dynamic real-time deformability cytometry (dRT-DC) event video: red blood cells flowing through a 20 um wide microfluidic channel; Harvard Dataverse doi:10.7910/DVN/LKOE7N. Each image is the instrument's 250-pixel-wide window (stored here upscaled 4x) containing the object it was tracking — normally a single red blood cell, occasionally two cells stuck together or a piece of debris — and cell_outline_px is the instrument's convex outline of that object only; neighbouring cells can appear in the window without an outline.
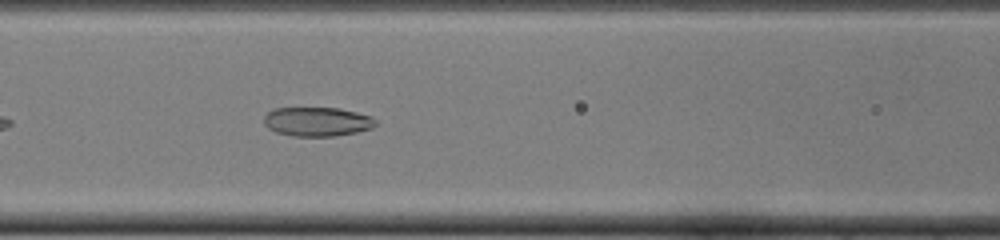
{"species": "common noctule bat (a hibernating species)", "species_latin": "Nyctalus noctula", "temperature_condition": "cold", "stored_images_in_passage": 33, "camera_frame_rate_fps": 3000, "um_per_image_px": 0.085, "animal": {"sex": "female", "body_mass_g": 22.0, "forearm_length_mm": 56.7}, "frame": {"image": 1, "passage_image": 9, "time_ms": 2.667, "image_size_px": [1000, 240], "cell_outline_px": [[376, 124], [372, 128], [356, 132], [336, 136], [292, 136], [276, 132], [268, 128], [264, 124], [264, 116], [272, 108], [340, 108], [372, 116], [376, 120]], "centroid_in_image_um": [26.95, 10.34], "position_along_channel_um": 139.6, "area_um2": 19.07}}
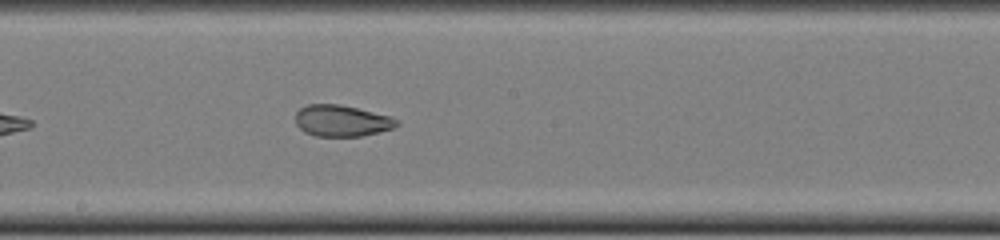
{"frame": {"image": 2, "passage_image": 15, "time_ms": 4.667, "image_size_px": [1000, 240], "cell_outline_px": [[400, 124], [392, 128], [380, 132], [360, 136], [316, 136], [304, 132], [296, 124], [296, 112], [300, 108], [308, 104], [340, 104], [392, 116]], "centroid_in_image_um": [29.05, 10.26], "position_along_channel_um": 219.2, "area_um2": 18.55}}
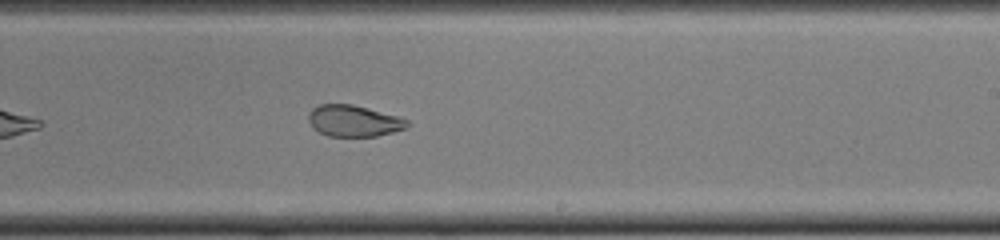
{"frame": {"image": 3, "passage_image": 18, "time_ms": 5.667, "image_size_px": [1000, 240], "cell_outline_px": [[412, 124], [404, 128], [392, 132], [376, 136], [328, 136], [312, 128], [308, 120], [308, 112], [312, 108], [320, 104], [352, 104], [368, 108], [396, 116], [408, 120]], "centroid_in_image_um": [30.03, 10.27], "position_along_channel_um": 259.0, "area_um2": 18.03}, "authors_computed_cell_mechanics": {"area_um2": 19.941, "velocity_mm_per_s": 3.9886, "shape_relaxation_time_tau1_ms": null, "shape_relaxation_time_tau2_ms": 1.8935, "deformation_change_tau1": null, "deformation_change_tau2": 0.0638}}